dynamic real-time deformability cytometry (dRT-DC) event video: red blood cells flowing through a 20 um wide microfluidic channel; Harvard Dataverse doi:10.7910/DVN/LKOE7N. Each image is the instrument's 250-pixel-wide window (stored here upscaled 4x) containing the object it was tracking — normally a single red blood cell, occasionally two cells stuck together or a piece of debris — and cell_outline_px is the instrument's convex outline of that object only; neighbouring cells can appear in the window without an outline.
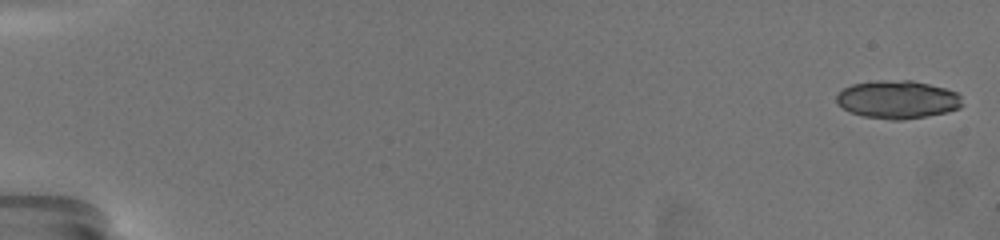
{"species": "common noctule bat (a hibernating species)", "species_latin": "Nyctalus noctula", "temperature_condition": "warm", "stored_images_in_passage": 51, "camera_frame_rate_fps": 3000, "um_per_image_px": 0.085, "animal": {"sex": "female", "body_mass_g": 19.5, "forearm_length_mm": 54.1}, "frame": {"image": 1, "passage_image": 1, "time_ms": 0.0, "image_size_px": [1000, 240], "cell_outline_px": [[964, 104], [960, 108], [948, 112], [900, 120], [892, 120], [864, 116], [848, 112], [836, 100], [836, 96], [844, 88], [852, 84], [876, 80], [912, 80], [944, 88], [956, 92], [960, 96]], "centroid_in_image_um": [76.31, 8.45], "position_along_channel_um": 8.7, "area_um2": 27.86}}
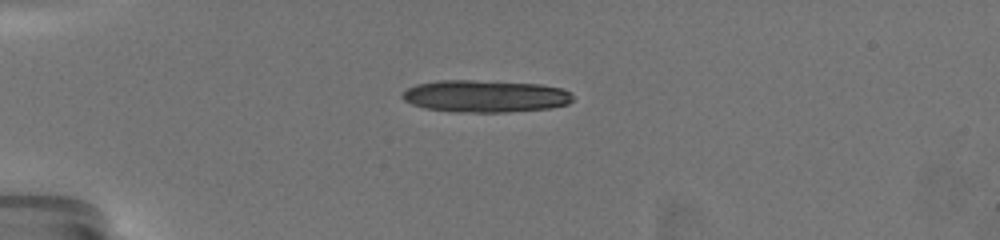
{"frame": {"image": 2, "passage_image": 10, "time_ms": 5.333, "image_size_px": [1000, 240], "cell_outline_px": [[572, 100], [568, 104], [552, 108], [508, 112], [452, 112], [428, 108], [412, 104], [404, 100], [400, 96], [408, 88], [416, 84], [436, 80], [472, 80], [540, 84], [564, 88], [572, 92]], "centroid_in_image_um": [41.28, 8.17], "position_along_channel_um": 43.7, "area_um2": 32.19}, "authors_computed_cell_mechanics": {"area_um2": 20.3456, "velocity_mm_per_s": 3.5078, "shape_relaxation_time_tau1_ms": 3.6509, "shape_relaxation_time_tau2_ms": 3.9487, "deformation_change_tau1": 0.1436, "deformation_change_tau2": 0.0812}}